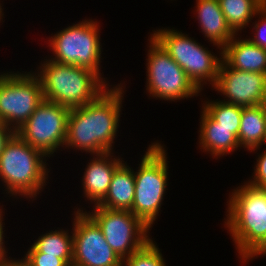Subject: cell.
<instances>
[{
  "label": "cell",
  "instance_id": "6da1fadb",
  "mask_svg": "<svg viewBox=\"0 0 266 266\" xmlns=\"http://www.w3.org/2000/svg\"><path fill=\"white\" fill-rule=\"evenodd\" d=\"M122 87L106 89L94 101L70 109L66 147L72 146L95 155L111 152L119 126Z\"/></svg>",
  "mask_w": 266,
  "mask_h": 266
},
{
  "label": "cell",
  "instance_id": "7a4b0ae2",
  "mask_svg": "<svg viewBox=\"0 0 266 266\" xmlns=\"http://www.w3.org/2000/svg\"><path fill=\"white\" fill-rule=\"evenodd\" d=\"M40 70L37 77H40L44 100L69 109L94 101L108 88L103 78L85 67L47 60Z\"/></svg>",
  "mask_w": 266,
  "mask_h": 266
},
{
  "label": "cell",
  "instance_id": "3957f363",
  "mask_svg": "<svg viewBox=\"0 0 266 266\" xmlns=\"http://www.w3.org/2000/svg\"><path fill=\"white\" fill-rule=\"evenodd\" d=\"M232 193L225 224L245 260L266 239V189L246 183Z\"/></svg>",
  "mask_w": 266,
  "mask_h": 266
},
{
  "label": "cell",
  "instance_id": "277c9868",
  "mask_svg": "<svg viewBox=\"0 0 266 266\" xmlns=\"http://www.w3.org/2000/svg\"><path fill=\"white\" fill-rule=\"evenodd\" d=\"M44 156L47 157L16 133L10 138L0 154V177L8 193L36 197L48 176Z\"/></svg>",
  "mask_w": 266,
  "mask_h": 266
},
{
  "label": "cell",
  "instance_id": "5b68a950",
  "mask_svg": "<svg viewBox=\"0 0 266 266\" xmlns=\"http://www.w3.org/2000/svg\"><path fill=\"white\" fill-rule=\"evenodd\" d=\"M165 154L161 144L149 145L138 172L134 173L135 196L130 211L149 228L159 213L167 186L168 166Z\"/></svg>",
  "mask_w": 266,
  "mask_h": 266
},
{
  "label": "cell",
  "instance_id": "8992f818",
  "mask_svg": "<svg viewBox=\"0 0 266 266\" xmlns=\"http://www.w3.org/2000/svg\"><path fill=\"white\" fill-rule=\"evenodd\" d=\"M185 71L190 80L201 91V82L216 84L222 58H217L195 40L182 32L165 29L157 30L151 35Z\"/></svg>",
  "mask_w": 266,
  "mask_h": 266
},
{
  "label": "cell",
  "instance_id": "52a82bcc",
  "mask_svg": "<svg viewBox=\"0 0 266 266\" xmlns=\"http://www.w3.org/2000/svg\"><path fill=\"white\" fill-rule=\"evenodd\" d=\"M97 22L84 20L69 26L50 39L55 58L52 61L88 68L99 76L101 45Z\"/></svg>",
  "mask_w": 266,
  "mask_h": 266
},
{
  "label": "cell",
  "instance_id": "ba28073f",
  "mask_svg": "<svg viewBox=\"0 0 266 266\" xmlns=\"http://www.w3.org/2000/svg\"><path fill=\"white\" fill-rule=\"evenodd\" d=\"M43 100L42 86L37 75L30 72L0 75V116L14 131L27 121Z\"/></svg>",
  "mask_w": 266,
  "mask_h": 266
},
{
  "label": "cell",
  "instance_id": "9c48e42d",
  "mask_svg": "<svg viewBox=\"0 0 266 266\" xmlns=\"http://www.w3.org/2000/svg\"><path fill=\"white\" fill-rule=\"evenodd\" d=\"M147 63V90L153 97L179 100L197 95L200 90L185 71L151 36Z\"/></svg>",
  "mask_w": 266,
  "mask_h": 266
},
{
  "label": "cell",
  "instance_id": "30bf717a",
  "mask_svg": "<svg viewBox=\"0 0 266 266\" xmlns=\"http://www.w3.org/2000/svg\"><path fill=\"white\" fill-rule=\"evenodd\" d=\"M91 213L87 214L97 223L107 244L121 259L131 256L151 240L147 235L150 228L130 210H110L95 205L94 213Z\"/></svg>",
  "mask_w": 266,
  "mask_h": 266
},
{
  "label": "cell",
  "instance_id": "8fae6325",
  "mask_svg": "<svg viewBox=\"0 0 266 266\" xmlns=\"http://www.w3.org/2000/svg\"><path fill=\"white\" fill-rule=\"evenodd\" d=\"M69 112L67 107L43 100L15 133L49 157L61 145H65Z\"/></svg>",
  "mask_w": 266,
  "mask_h": 266
},
{
  "label": "cell",
  "instance_id": "7c38bea8",
  "mask_svg": "<svg viewBox=\"0 0 266 266\" xmlns=\"http://www.w3.org/2000/svg\"><path fill=\"white\" fill-rule=\"evenodd\" d=\"M81 211L77 210L73 222L72 266H123L97 223Z\"/></svg>",
  "mask_w": 266,
  "mask_h": 266
},
{
  "label": "cell",
  "instance_id": "4fadbf2b",
  "mask_svg": "<svg viewBox=\"0 0 266 266\" xmlns=\"http://www.w3.org/2000/svg\"><path fill=\"white\" fill-rule=\"evenodd\" d=\"M230 104L249 107L266 104V74L231 68L223 59L214 86Z\"/></svg>",
  "mask_w": 266,
  "mask_h": 266
},
{
  "label": "cell",
  "instance_id": "5bb4252c",
  "mask_svg": "<svg viewBox=\"0 0 266 266\" xmlns=\"http://www.w3.org/2000/svg\"><path fill=\"white\" fill-rule=\"evenodd\" d=\"M110 154L111 152L96 155L84 172V194L91 202L94 201L95 205L107 194L113 173L122 164L120 158L112 159Z\"/></svg>",
  "mask_w": 266,
  "mask_h": 266
},
{
  "label": "cell",
  "instance_id": "9a60e30c",
  "mask_svg": "<svg viewBox=\"0 0 266 266\" xmlns=\"http://www.w3.org/2000/svg\"><path fill=\"white\" fill-rule=\"evenodd\" d=\"M222 59L240 71L266 74V50L249 39L237 40L235 36L222 48Z\"/></svg>",
  "mask_w": 266,
  "mask_h": 266
},
{
  "label": "cell",
  "instance_id": "2e32d148",
  "mask_svg": "<svg viewBox=\"0 0 266 266\" xmlns=\"http://www.w3.org/2000/svg\"><path fill=\"white\" fill-rule=\"evenodd\" d=\"M198 20L205 37L222 48L236 35L229 27L219 0H196Z\"/></svg>",
  "mask_w": 266,
  "mask_h": 266
},
{
  "label": "cell",
  "instance_id": "e0dca14e",
  "mask_svg": "<svg viewBox=\"0 0 266 266\" xmlns=\"http://www.w3.org/2000/svg\"><path fill=\"white\" fill-rule=\"evenodd\" d=\"M134 196V171L122 163L113 173L108 192L97 206L110 210H131Z\"/></svg>",
  "mask_w": 266,
  "mask_h": 266
},
{
  "label": "cell",
  "instance_id": "ac0fdd59",
  "mask_svg": "<svg viewBox=\"0 0 266 266\" xmlns=\"http://www.w3.org/2000/svg\"><path fill=\"white\" fill-rule=\"evenodd\" d=\"M200 125V146L213 156L229 154L240 147L234 128L217 126V122L203 109Z\"/></svg>",
  "mask_w": 266,
  "mask_h": 266
},
{
  "label": "cell",
  "instance_id": "d6986e66",
  "mask_svg": "<svg viewBox=\"0 0 266 266\" xmlns=\"http://www.w3.org/2000/svg\"><path fill=\"white\" fill-rule=\"evenodd\" d=\"M238 142L248 150L255 151L266 142L265 104L243 107ZM256 148V149H255Z\"/></svg>",
  "mask_w": 266,
  "mask_h": 266
},
{
  "label": "cell",
  "instance_id": "ffe728a7",
  "mask_svg": "<svg viewBox=\"0 0 266 266\" xmlns=\"http://www.w3.org/2000/svg\"><path fill=\"white\" fill-rule=\"evenodd\" d=\"M219 3L229 27L236 34L259 14L266 0H219Z\"/></svg>",
  "mask_w": 266,
  "mask_h": 266
},
{
  "label": "cell",
  "instance_id": "44dd1931",
  "mask_svg": "<svg viewBox=\"0 0 266 266\" xmlns=\"http://www.w3.org/2000/svg\"><path fill=\"white\" fill-rule=\"evenodd\" d=\"M64 230L50 231L43 234L34 242L33 246L45 255L61 259H73V235Z\"/></svg>",
  "mask_w": 266,
  "mask_h": 266
},
{
  "label": "cell",
  "instance_id": "7402d4cb",
  "mask_svg": "<svg viewBox=\"0 0 266 266\" xmlns=\"http://www.w3.org/2000/svg\"><path fill=\"white\" fill-rule=\"evenodd\" d=\"M203 109L217 122V126L234 128V135L238 138L242 106L224 101H211L206 102Z\"/></svg>",
  "mask_w": 266,
  "mask_h": 266
},
{
  "label": "cell",
  "instance_id": "603a6c76",
  "mask_svg": "<svg viewBox=\"0 0 266 266\" xmlns=\"http://www.w3.org/2000/svg\"><path fill=\"white\" fill-rule=\"evenodd\" d=\"M162 254L150 240L145 246L134 252L131 256L122 259L125 266H165ZM126 260V261H125ZM125 262V263H124Z\"/></svg>",
  "mask_w": 266,
  "mask_h": 266
},
{
  "label": "cell",
  "instance_id": "cb8c5ba5",
  "mask_svg": "<svg viewBox=\"0 0 266 266\" xmlns=\"http://www.w3.org/2000/svg\"><path fill=\"white\" fill-rule=\"evenodd\" d=\"M26 266H72V259H61L39 252L33 245L23 259Z\"/></svg>",
  "mask_w": 266,
  "mask_h": 266
},
{
  "label": "cell",
  "instance_id": "d4e9b609",
  "mask_svg": "<svg viewBox=\"0 0 266 266\" xmlns=\"http://www.w3.org/2000/svg\"><path fill=\"white\" fill-rule=\"evenodd\" d=\"M255 165L254 180L249 181L247 184L258 189H266V150L260 154Z\"/></svg>",
  "mask_w": 266,
  "mask_h": 266
},
{
  "label": "cell",
  "instance_id": "484cf974",
  "mask_svg": "<svg viewBox=\"0 0 266 266\" xmlns=\"http://www.w3.org/2000/svg\"><path fill=\"white\" fill-rule=\"evenodd\" d=\"M259 15H261L262 20H259L260 22L258 21L255 24L254 29H256V32H255L256 34L254 38L249 39V40L253 44L266 50V4L259 10Z\"/></svg>",
  "mask_w": 266,
  "mask_h": 266
},
{
  "label": "cell",
  "instance_id": "4316f807",
  "mask_svg": "<svg viewBox=\"0 0 266 266\" xmlns=\"http://www.w3.org/2000/svg\"><path fill=\"white\" fill-rule=\"evenodd\" d=\"M15 134V131L11 128H0V154L2 153L5 144Z\"/></svg>",
  "mask_w": 266,
  "mask_h": 266
},
{
  "label": "cell",
  "instance_id": "83f0119b",
  "mask_svg": "<svg viewBox=\"0 0 266 266\" xmlns=\"http://www.w3.org/2000/svg\"><path fill=\"white\" fill-rule=\"evenodd\" d=\"M1 210H2V209H0V260H3V259H6V258H5L6 255H5V254H6L7 252L5 251L6 249H5L4 246H3V244H4V242H3V239H4V238H3V237H4V236H3V232H4V231H3V227H4V226L2 225V224H3V223H2L3 220H2V211H1Z\"/></svg>",
  "mask_w": 266,
  "mask_h": 266
},
{
  "label": "cell",
  "instance_id": "f1b7e54d",
  "mask_svg": "<svg viewBox=\"0 0 266 266\" xmlns=\"http://www.w3.org/2000/svg\"><path fill=\"white\" fill-rule=\"evenodd\" d=\"M262 254H266V239L257 248H255L244 261L246 262L248 259Z\"/></svg>",
  "mask_w": 266,
  "mask_h": 266
},
{
  "label": "cell",
  "instance_id": "f546056e",
  "mask_svg": "<svg viewBox=\"0 0 266 266\" xmlns=\"http://www.w3.org/2000/svg\"><path fill=\"white\" fill-rule=\"evenodd\" d=\"M0 266H24L23 260H9V259H3L0 260Z\"/></svg>",
  "mask_w": 266,
  "mask_h": 266
},
{
  "label": "cell",
  "instance_id": "4dcf8cb0",
  "mask_svg": "<svg viewBox=\"0 0 266 266\" xmlns=\"http://www.w3.org/2000/svg\"><path fill=\"white\" fill-rule=\"evenodd\" d=\"M0 128H9L4 121L2 120L1 116H0Z\"/></svg>",
  "mask_w": 266,
  "mask_h": 266
},
{
  "label": "cell",
  "instance_id": "1f68e13d",
  "mask_svg": "<svg viewBox=\"0 0 266 266\" xmlns=\"http://www.w3.org/2000/svg\"><path fill=\"white\" fill-rule=\"evenodd\" d=\"M2 8H1V5H0V20H1V16H2Z\"/></svg>",
  "mask_w": 266,
  "mask_h": 266
}]
</instances>
